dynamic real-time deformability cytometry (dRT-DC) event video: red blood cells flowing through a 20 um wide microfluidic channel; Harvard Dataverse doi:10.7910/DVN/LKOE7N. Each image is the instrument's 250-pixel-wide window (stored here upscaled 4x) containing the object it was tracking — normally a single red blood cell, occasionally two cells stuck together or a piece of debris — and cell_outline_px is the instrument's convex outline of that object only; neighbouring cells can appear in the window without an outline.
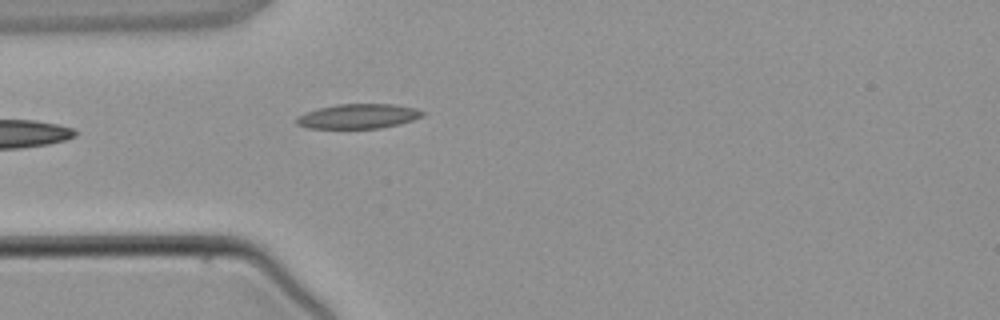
{"species": "common noctule bat (a hibernating species)", "species_latin": "Nyctalus noctula", "temperature_condition": "warm", "stored_images_in_passage": 3, "camera_frame_rate_fps": 3000, "um_per_image_px": 0.085, "animal": {"sex": "male", "body_mass_g": 21.5, "forearm_length_mm": 52.0}, "frame": {"image": 1, "passage_image": 3, "time_ms": 3.333, "image_size_px": [1000, 320], "cell_outline_px": [[424, 116], [400, 124], [380, 128], [308, 128], [296, 124], [296, 116], [320, 108], [336, 104], [392, 104], [416, 108], [424, 112]], "centroid_in_image_um": [30.46, 9.88], "position_along_channel_um": 54.5, "area_um2": 18.03}}